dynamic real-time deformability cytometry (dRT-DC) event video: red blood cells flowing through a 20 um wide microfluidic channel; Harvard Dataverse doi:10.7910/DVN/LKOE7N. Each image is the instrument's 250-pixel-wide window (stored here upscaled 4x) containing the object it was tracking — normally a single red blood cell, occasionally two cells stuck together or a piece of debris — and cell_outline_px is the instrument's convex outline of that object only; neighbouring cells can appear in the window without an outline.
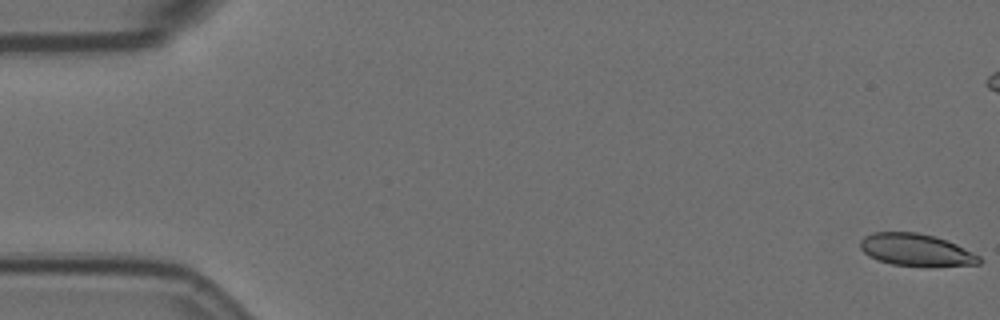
{"species": "Egyptian fruit bat (a non-hibernating species)", "species_latin": "Rousettus aegyptiacus", "temperature_condition": "room temperature", "stored_images_in_passage": 21, "camera_frame_rate_fps": 3000, "um_per_image_px": 0.085, "animal": {"sex": "female"}, "frame": {"image": 1, "passage_image": 1, "time_ms": 0.0, "image_size_px": [1000, 320], "cell_outline_px": [[984, 260], [980, 264], [892, 264], [876, 260], [868, 256], [860, 248], [860, 240], [864, 236], [872, 232], [916, 232], [936, 236], [956, 244], [980, 256]], "centroid_in_image_um": [77.81, 21.19], "position_along_channel_um": 7.2, "area_um2": 21.73}}
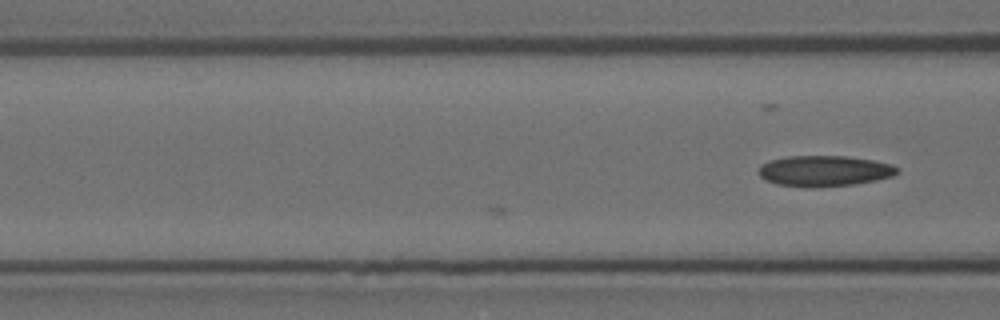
{"frame": {"image": 2, "passage_image": 21, "time_ms": 6.667, "image_size_px": [1000, 320], "cell_outline_px": [[900, 172], [892, 176], [876, 180], [856, 184], [812, 188], [804, 188], [776, 184], [764, 180], [756, 172], [760, 164], [768, 160], [788, 156], [848, 156], [872, 160], [892, 164], [900, 168]], "centroid_in_image_um": [70.03, 14.54], "position_along_channel_um": 96.6, "area_um2": 25.43}}